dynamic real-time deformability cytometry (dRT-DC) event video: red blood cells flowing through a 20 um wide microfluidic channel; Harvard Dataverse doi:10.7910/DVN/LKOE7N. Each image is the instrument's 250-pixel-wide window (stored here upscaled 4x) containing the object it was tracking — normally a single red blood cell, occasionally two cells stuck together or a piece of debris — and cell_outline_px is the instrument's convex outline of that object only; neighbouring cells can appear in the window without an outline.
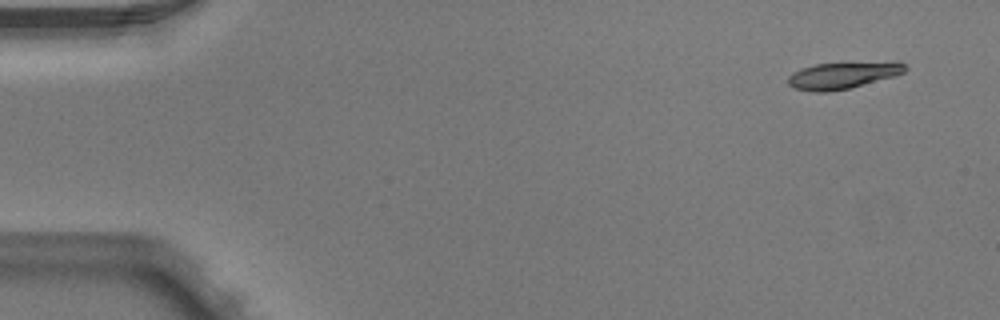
{"species": "Egyptian fruit bat (a non-hibernating species)", "species_latin": "Rousettus aegyptiacus", "temperature_condition": "warm", "stored_images_in_passage": 3, "camera_frame_rate_fps": 3000, "um_per_image_px": 0.085, "animal": {"sex": "male"}, "frame": {"image": 1, "passage_image": 1, "time_ms": 0.0, "image_size_px": [1000, 320], "cell_outline_px": [[908, 68], [904, 72], [896, 76], [848, 88], [828, 92], [812, 92], [796, 88], [788, 84], [788, 76], [792, 72], [800, 68], [816, 64], [896, 60], [900, 60]], "centroid_in_image_um": [71.7, 6.37], "position_along_channel_um": 13.3, "area_um2": 18.67}}
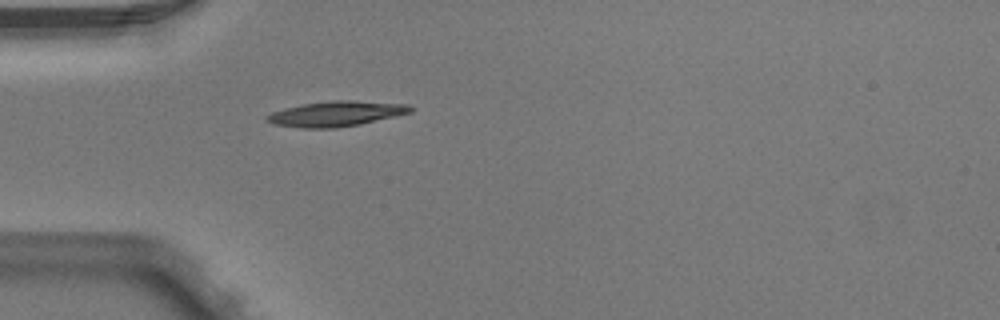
{"frame": {"image": 2, "passage_image": 3, "time_ms": 0.667, "image_size_px": [1000, 320], "cell_outline_px": [[412, 112], [360, 124], [336, 128], [296, 128], [276, 124], [264, 120], [264, 116], [272, 112], [284, 108], [304, 104], [332, 100], [348, 100], [408, 104], [412, 108]], "centroid_in_image_um": [28.53, 9.67], "position_along_channel_um": 56.5, "area_um2": 21.04}}